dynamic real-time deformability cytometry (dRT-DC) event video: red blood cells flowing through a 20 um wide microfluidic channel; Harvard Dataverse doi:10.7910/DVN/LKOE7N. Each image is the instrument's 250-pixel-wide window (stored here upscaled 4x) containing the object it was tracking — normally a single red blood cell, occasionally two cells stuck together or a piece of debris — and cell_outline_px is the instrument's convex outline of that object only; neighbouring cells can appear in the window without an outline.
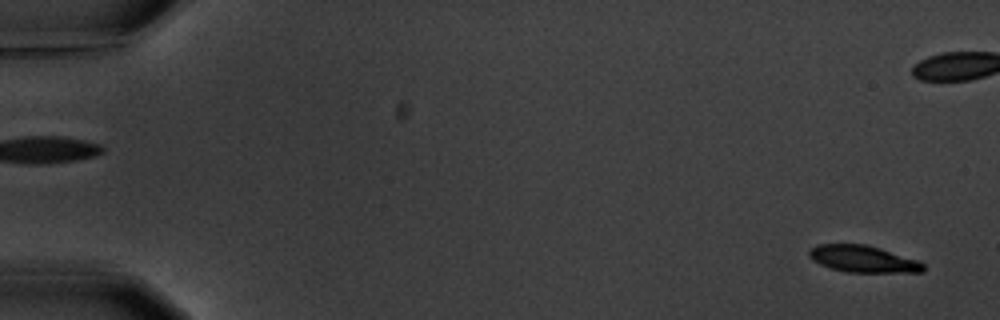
{"species": "common noctule bat (a hibernating species)", "species_latin": "Nyctalus noctula", "temperature_condition": "warm", "stored_images_in_passage": 7, "segment_of_instrument_passage": [2, 2], "camera_frame_rate_fps": 3000, "um_per_image_px": 0.085, "animal": {"sex": "male", "body_mass_g": 20.1, "forearm_length_mm": 53.5}, "frame": {"image": 1, "passage_image": 7, "time_ms": 10.333, "image_size_px": [1000, 320], "cell_outline_px": [[924, 272], [848, 272], [832, 268], [820, 264], [812, 260], [808, 256], [808, 252], [816, 244], [868, 244], [920, 260], [924, 264]], "centroid_in_image_um": [73.39, 22.0], "position_along_channel_um": 11.6, "area_um2": 17.98}}